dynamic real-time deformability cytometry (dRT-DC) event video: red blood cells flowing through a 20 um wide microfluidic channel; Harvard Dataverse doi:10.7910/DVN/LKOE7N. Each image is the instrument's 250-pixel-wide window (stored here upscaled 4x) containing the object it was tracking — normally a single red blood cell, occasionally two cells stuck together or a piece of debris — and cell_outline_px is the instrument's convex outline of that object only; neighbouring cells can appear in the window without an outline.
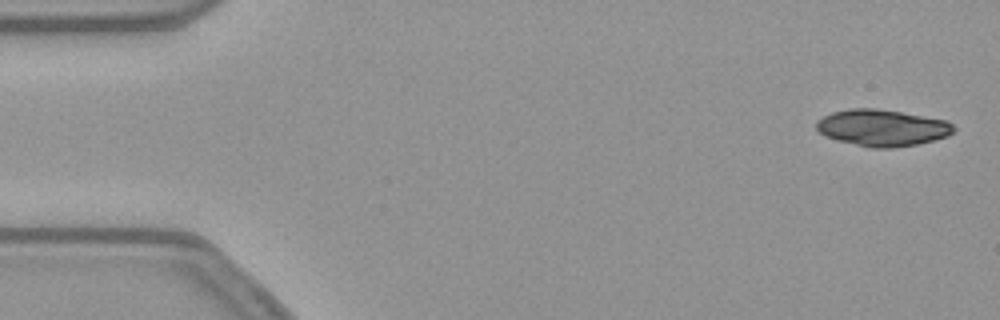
{"species": "common noctule bat (a hibernating species)", "species_latin": "Nyctalus noctula", "temperature_condition": "warm", "stored_images_in_passage": 53, "camera_frame_rate_fps": 3000, "um_per_image_px": 0.085, "animal": {"sex": "female", "body_mass_g": 21.9}, "frame": {"image": 1, "passage_image": 2, "time_ms": 0.333, "image_size_px": [1000, 320], "cell_outline_px": [[956, 128], [948, 136], [916, 144], [892, 148], [872, 148], [836, 140], [824, 136], [816, 128], [816, 120], [832, 112], [848, 108], [876, 108], [948, 120]], "centroid_in_image_um": [74.96, 10.85], "position_along_channel_um": 10.0, "area_um2": 29.3}}
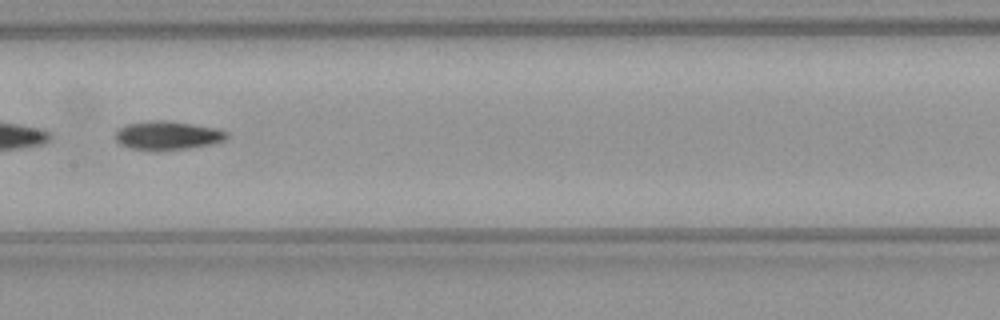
{"frame": {"image": 2, "passage_image": 27, "time_ms": 8.667, "image_size_px": [1000, 320], "cell_outline_px": [[228, 136], [224, 140], [212, 144], [188, 148], [160, 152], [132, 148], [120, 144], [116, 140], [116, 132], [124, 124], [148, 120], [168, 120], [220, 128], [228, 132]], "centroid_in_image_um": [14.26, 11.51], "position_along_channel_um": 193.1, "area_um2": 19.07}, "authors_computed_cell_mechanics": {"area_um2": 18.6694, "velocity_mm_per_s": 3.8064, "shape_relaxation_time_tau1_ms": 6.651, "shape_relaxation_time_tau2_ms": 5.5071, "deformation_change_tau1": 0.1885, "deformation_change_tau2": 0.1293}}